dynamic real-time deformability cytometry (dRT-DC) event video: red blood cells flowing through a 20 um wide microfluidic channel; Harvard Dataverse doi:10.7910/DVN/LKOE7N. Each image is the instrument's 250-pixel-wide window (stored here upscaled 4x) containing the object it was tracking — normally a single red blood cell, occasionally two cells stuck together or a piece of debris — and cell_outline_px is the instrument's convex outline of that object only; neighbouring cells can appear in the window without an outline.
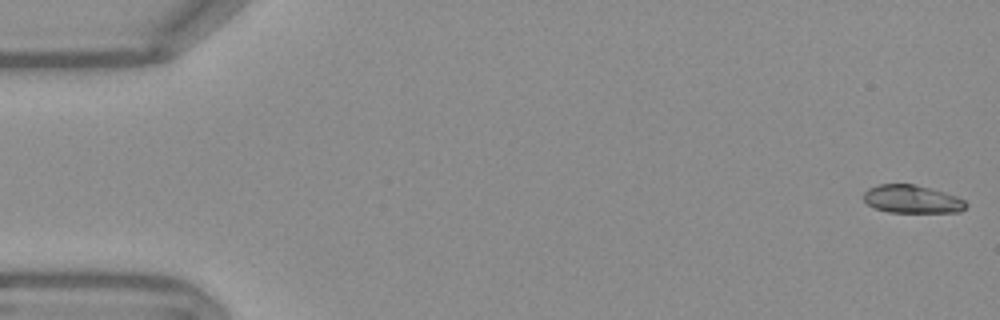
{"species": "Egyptian fruit bat (a non-hibernating species)", "species_latin": "Rousettus aegyptiacus", "temperature_condition": "warm", "stored_images_in_passage": 54, "camera_frame_rate_fps": 3000, "um_per_image_px": 0.085, "frame": {"image": 1, "passage_image": 1, "time_ms": 0.0, "image_size_px": [1000, 320], "cell_outline_px": [[968, 204], [960, 212], [888, 212], [876, 208], [868, 204], [864, 200], [864, 192], [868, 188], [880, 184], [916, 184], [932, 188], [956, 196], [964, 200]], "centroid_in_image_um": [77.53, 16.92], "position_along_channel_um": 7.5, "area_um2": 16.7}}
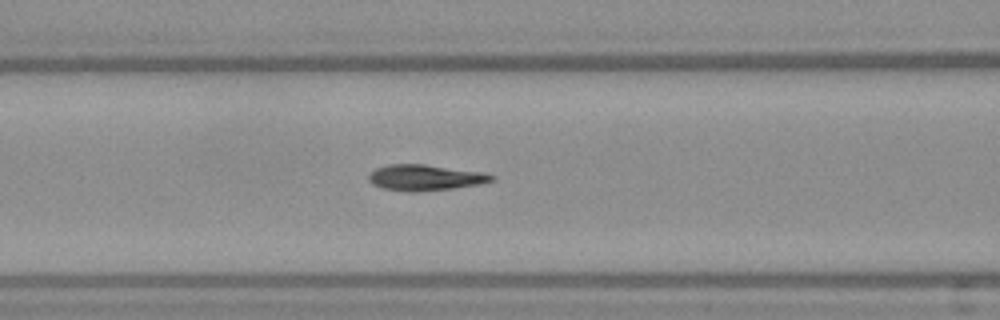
{"frame": {"image": 2, "passage_image": 22, "time_ms": 7.0, "image_size_px": [1000, 320], "cell_outline_px": [[496, 180], [480, 184], [452, 188], [384, 188], [372, 184], [368, 180], [368, 176], [376, 168], [388, 164], [424, 164], [484, 172], [496, 176]], "centroid_in_image_um": [36.22, 15.03], "position_along_channel_um": 130.4, "area_um2": 17.51}}
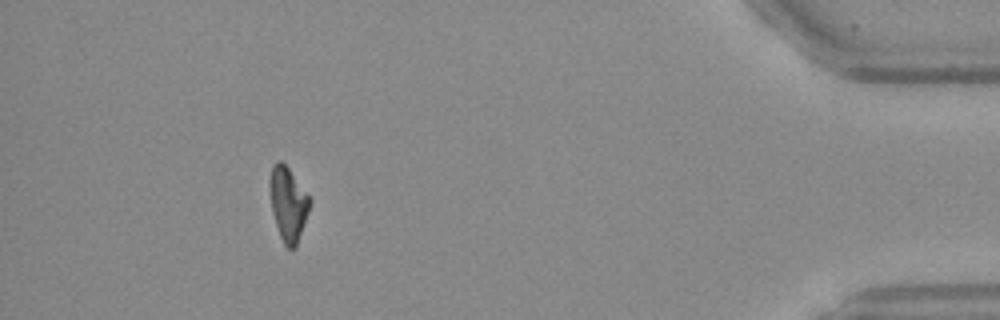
{"frame": {"image": 3, "passage_image": 49, "time_ms": 16.0, "image_size_px": [1000, 320], "cell_outline_px": [[312, 204], [296, 248], [288, 248], [284, 244], [280, 236], [272, 212], [272, 164], [276, 160], [280, 160], [288, 168], [312, 200]], "centroid_in_image_um": [24.55, 17.38], "position_along_channel_um": 410.6, "area_um2": 16.76}, "authors_computed_cell_mechanics": {"area_um2": 17.8313, "velocity_mm_per_s": 3.7802, "shape_relaxation_time_tau1_ms": 5.4515, "shape_relaxation_time_tau2_ms": 1.7558, "deformation_change_tau1": 0.2049, "deformation_change_tau2": 0.0564}}